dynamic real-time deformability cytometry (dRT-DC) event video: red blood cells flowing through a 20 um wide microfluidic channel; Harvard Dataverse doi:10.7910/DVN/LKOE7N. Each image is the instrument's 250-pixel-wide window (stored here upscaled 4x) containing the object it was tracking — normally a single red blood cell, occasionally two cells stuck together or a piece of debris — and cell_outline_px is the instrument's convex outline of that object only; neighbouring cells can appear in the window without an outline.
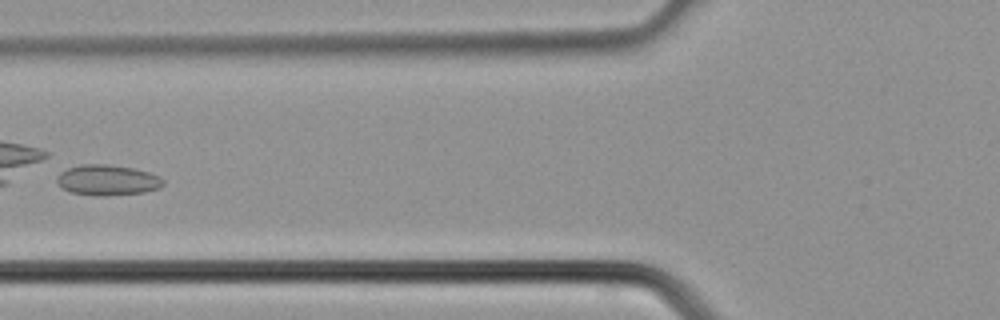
{"species": "common noctule bat (a hibernating species)", "species_latin": "Nyctalus noctula", "temperature_condition": "cold", "stored_images_in_passage": 33, "camera_frame_rate_fps": 3000, "um_per_image_px": 0.085, "animal": {"sex": "male", "body_mass_g": 21.5, "forearm_length_mm": 52.0}, "frame": {"image": 1, "passage_image": 15, "time_ms": 4.667, "image_size_px": [1000, 320], "cell_outline_px": [[164, 184], [160, 188], [144, 192], [108, 196], [100, 196], [72, 192], [60, 188], [56, 180], [60, 172], [68, 168], [80, 164], [108, 164], [132, 168], [148, 172], [160, 176], [164, 180]], "centroid_in_image_um": [9.13, 15.31], "position_along_channel_um": 116.7, "area_um2": 19.02}}
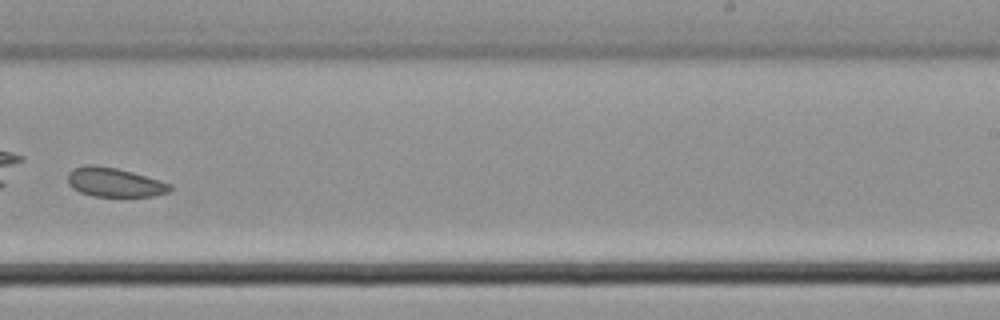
{"frame": {"image": 2, "passage_image": 24, "time_ms": 7.667, "image_size_px": [1000, 320], "cell_outline_px": [[172, 188], [168, 192], [152, 196], [92, 196], [80, 192], [72, 188], [68, 184], [68, 172], [72, 168], [88, 164], [92, 164], [116, 168], [132, 172], [172, 184]], "centroid_in_image_um": [9.69, 15.49], "position_along_channel_um": 279.3, "area_um2": 17.34}}